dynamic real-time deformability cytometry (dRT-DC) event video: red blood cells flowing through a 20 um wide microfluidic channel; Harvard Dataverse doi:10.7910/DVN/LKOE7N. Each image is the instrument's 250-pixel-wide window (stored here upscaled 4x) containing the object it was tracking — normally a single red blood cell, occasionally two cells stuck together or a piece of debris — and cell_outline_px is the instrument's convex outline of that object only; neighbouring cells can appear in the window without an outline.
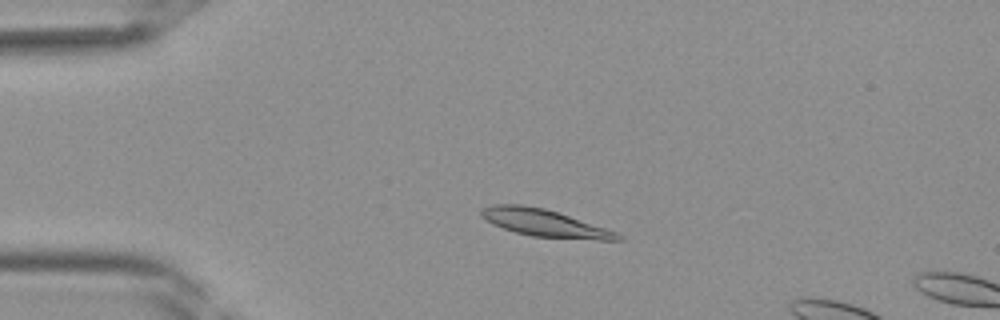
{"species": "Egyptian fruit bat (a non-hibernating species)", "species_latin": "Rousettus aegyptiacus", "temperature_condition": "room temperature", "stored_images_in_passage": 11, "camera_frame_rate_fps": 3000, "um_per_image_px": 0.085, "frame": {"image": 1, "passage_image": 8, "time_ms": 2.333, "image_size_px": [1000, 320], "cell_outline_px": [[624, 240], [600, 240], [532, 236], [516, 232], [492, 224], [480, 216], [480, 208], [492, 204], [520, 204], [544, 208], [616, 232], [624, 236]], "centroid_in_image_um": [46.23, 18.95], "position_along_channel_um": 38.8, "area_um2": 21.39}}